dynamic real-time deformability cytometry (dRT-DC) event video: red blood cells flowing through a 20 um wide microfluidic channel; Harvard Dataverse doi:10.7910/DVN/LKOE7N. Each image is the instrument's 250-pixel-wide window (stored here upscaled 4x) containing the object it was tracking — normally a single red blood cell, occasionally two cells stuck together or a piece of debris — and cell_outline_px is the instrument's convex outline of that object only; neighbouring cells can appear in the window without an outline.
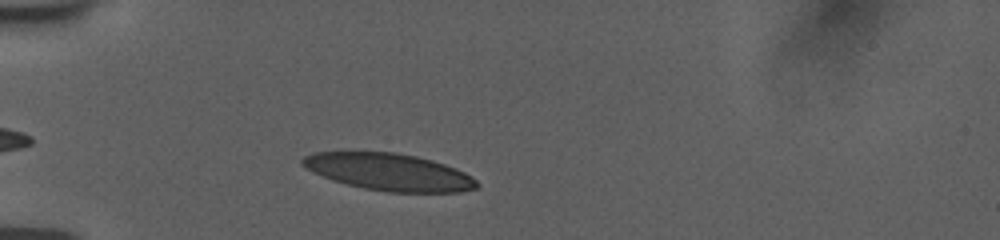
{"species": "human", "species_latin": "Homo sapiens", "temperature_condition": "room temperature", "stored_images_in_passage": 33, "camera_frame_rate_fps": 3000, "um_per_image_px": 0.085, "donor": {"sex": "female"}, "frame": {"image": 1, "passage_image": 1, "time_ms": 0.0, "image_size_px": [1000, 240], "cell_outline_px": [[480, 184], [476, 188], [460, 192], [388, 192], [364, 188], [332, 180], [312, 172], [304, 168], [300, 164], [300, 160], [304, 156], [312, 152], [396, 152], [416, 156], [432, 160], [456, 168], [472, 176]], "centroid_in_image_um": [33.04, 14.61], "position_along_channel_um": 52.0, "area_um2": 37.8}}
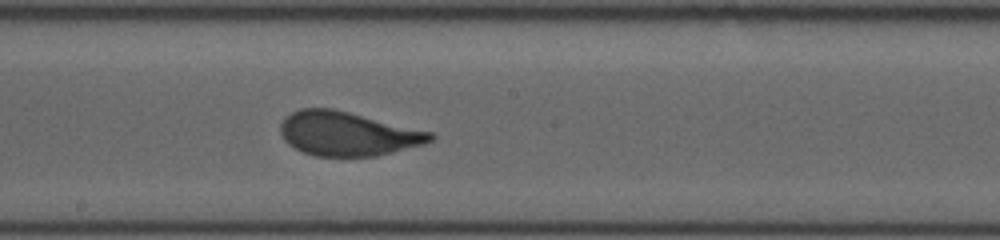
{"frame": {"image": 2, "passage_image": 16, "time_ms": 5.0, "image_size_px": [1000, 240], "cell_outline_px": [[436, 136], [432, 140], [424, 144], [376, 156], [316, 156], [304, 152], [288, 144], [284, 140], [280, 132], [280, 124], [292, 112], [300, 108], [332, 108], [432, 132]], "centroid_in_image_um": [29.54, 11.37], "position_along_channel_um": 218.7, "area_um2": 38.21}}
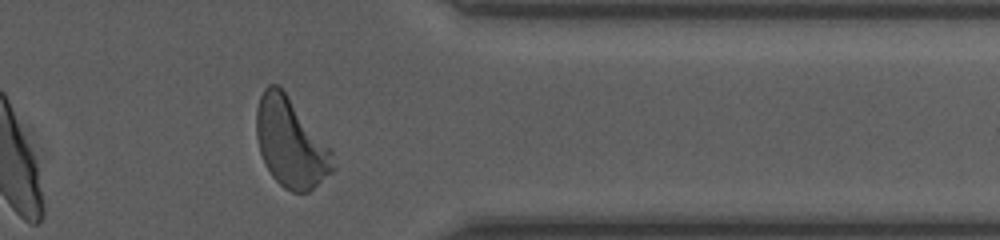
{"frame": {"image": 3, "passage_image": 30, "time_ms": 9.667, "image_size_px": [1000, 240], "cell_outline_px": [[336, 168], [332, 172], [308, 192], [292, 192], [284, 188], [272, 176], [264, 164], [260, 152], [256, 136], [256, 108], [260, 96], [264, 88], [268, 84], [276, 84], [284, 92], [332, 148]], "centroid_in_image_um": [24.71, 12.16], "position_along_channel_um": 386.7, "area_um2": 39.77}, "authors_computed_cell_mechanics": {"area_um2": 38.148, "velocity_mm_per_s": 3.7644, "shape_relaxation_time_tau1_ms": 4.0103, "shape_relaxation_time_tau2_ms": null, "deformation_change_tau1": 0.1694, "deformation_change_tau2": null}}